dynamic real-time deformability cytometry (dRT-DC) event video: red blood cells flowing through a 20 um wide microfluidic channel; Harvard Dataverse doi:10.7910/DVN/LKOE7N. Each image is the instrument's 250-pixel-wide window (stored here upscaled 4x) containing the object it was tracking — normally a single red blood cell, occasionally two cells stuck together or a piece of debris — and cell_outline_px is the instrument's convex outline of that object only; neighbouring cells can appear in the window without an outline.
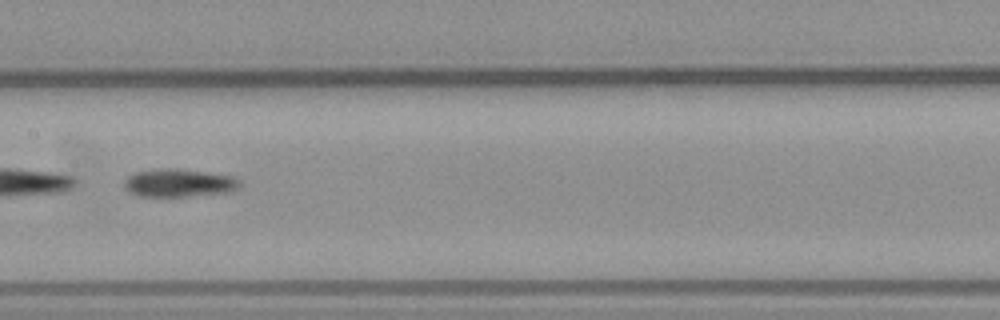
{"species": "common noctule bat (a hibernating species)", "species_latin": "Nyctalus noctula", "temperature_condition": "warm", "stored_images_in_passage": 7, "camera_frame_rate_fps": 3000, "um_per_image_px": 0.085, "animal": {"sex": "male", "body_mass_g": 23.1, "forearm_length_mm": 52.7}, "frame": {"image": 1, "passage_image": 5, "time_ms": 4.667, "image_size_px": [1000, 320], "cell_outline_px": [[240, 188], [228, 192], [188, 196], [140, 196], [128, 192], [124, 188], [124, 180], [128, 176], [136, 172], [160, 168], [180, 168], [232, 176], [240, 180]], "centroid_in_image_um": [15.19, 15.54], "position_along_channel_um": 192.2, "area_um2": 18.96}}
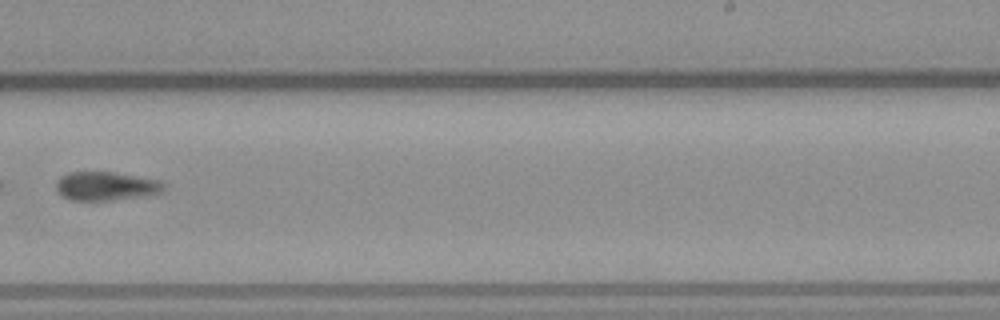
{"frame": {"image": 2, "passage_image": 7, "time_ms": 7.0, "image_size_px": [1000, 320], "cell_outline_px": [[164, 188], [160, 192], [144, 196], [112, 200], [72, 200], [64, 196], [56, 188], [56, 180], [60, 176], [68, 172], [112, 172], [160, 180], [164, 184]], "centroid_in_image_um": [8.99, 15.81], "position_along_channel_um": 280.0, "area_um2": 17.86}}